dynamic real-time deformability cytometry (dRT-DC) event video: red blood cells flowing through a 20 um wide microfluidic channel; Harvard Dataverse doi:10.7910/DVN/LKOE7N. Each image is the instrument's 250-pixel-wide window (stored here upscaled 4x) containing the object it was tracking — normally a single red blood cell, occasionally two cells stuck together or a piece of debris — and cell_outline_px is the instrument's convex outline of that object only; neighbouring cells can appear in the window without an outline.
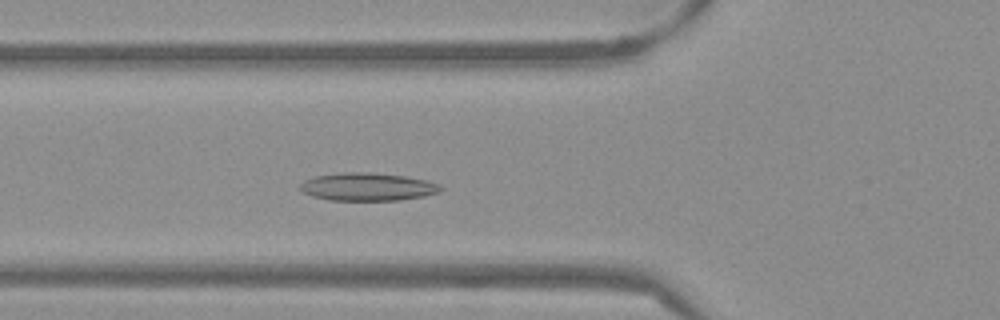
{"species": "Egyptian fruit bat (a non-hibernating species)", "species_latin": "Rousettus aegyptiacus", "temperature_condition": "warm", "stored_images_in_passage": 49, "camera_frame_rate_fps": 3000, "um_per_image_px": 0.085, "frame": {"image": 1, "passage_image": 15, "time_ms": 4.667, "image_size_px": [1000, 320], "cell_outline_px": [[444, 188], [440, 192], [424, 196], [400, 200], [328, 200], [312, 196], [300, 192], [300, 184], [304, 180], [316, 176], [340, 172], [368, 172], [404, 176], [424, 180], [440, 184]], "centroid_in_image_um": [31.22, 15.88], "position_along_channel_um": 94.6, "area_um2": 22.95}}
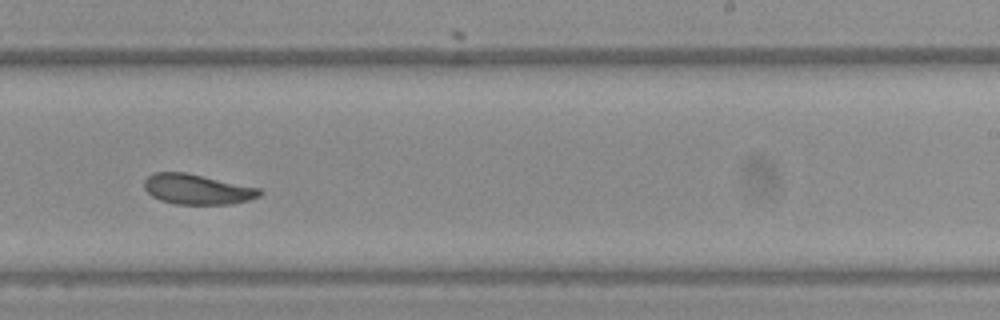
{"frame": {"image": 2, "passage_image": 29, "time_ms": 9.333, "image_size_px": [1000, 320], "cell_outline_px": [[264, 192], [260, 196], [248, 200], [228, 204], [176, 204], [160, 200], [152, 196], [144, 188], [144, 180], [152, 172], [184, 172], [260, 188]], "centroid_in_image_um": [16.75, 16.08], "position_along_channel_um": 272.3, "area_um2": 20.23}}
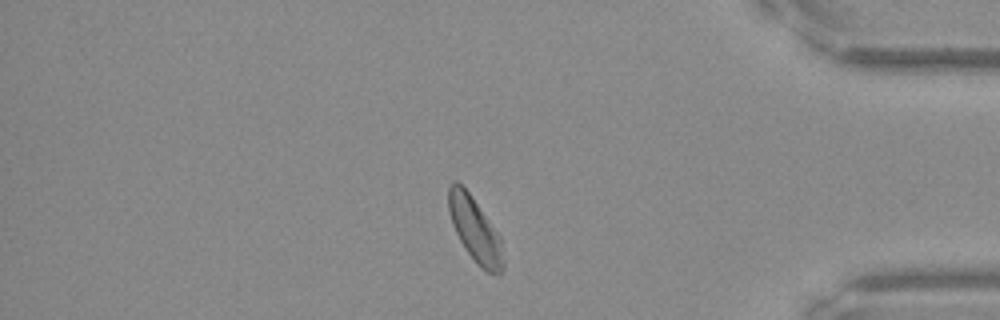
{"frame": {"image": 3, "passage_image": 41, "time_ms": 13.333, "image_size_px": [1000, 320], "cell_outline_px": [[504, 268], [500, 276], [496, 276], [488, 272], [476, 264], [460, 240], [452, 224], [448, 212], [448, 184], [452, 180], [456, 180], [468, 192], [500, 236], [504, 260]], "centroid_in_image_um": [40.37, 19.55], "position_along_channel_um": 394.8, "area_um2": 20.52}, "authors_computed_cell_mechanics": {"area_um2": 21.1548, "velocity_mm_per_s": 3.8028, "shape_relaxation_time_tau1_ms": 3.7866, "shape_relaxation_time_tau2_ms": 3.2547, "deformation_change_tau1": 0.0977, "deformation_change_tau2": 0.0745}}